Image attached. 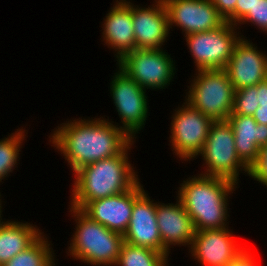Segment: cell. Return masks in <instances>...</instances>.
I'll return each instance as SVG.
<instances>
[{"label": "cell", "instance_id": "cell-1", "mask_svg": "<svg viewBox=\"0 0 267 266\" xmlns=\"http://www.w3.org/2000/svg\"><path fill=\"white\" fill-rule=\"evenodd\" d=\"M50 133L51 147L61 153L73 174L95 161L119 155L134 141L105 116L98 115L67 119Z\"/></svg>", "mask_w": 267, "mask_h": 266}, {"label": "cell", "instance_id": "cell-2", "mask_svg": "<svg viewBox=\"0 0 267 266\" xmlns=\"http://www.w3.org/2000/svg\"><path fill=\"white\" fill-rule=\"evenodd\" d=\"M134 140L122 153L78 169L73 175L68 206L82 209L88 202L121 194L139 181L137 168L131 163ZM130 152V153H129Z\"/></svg>", "mask_w": 267, "mask_h": 266}, {"label": "cell", "instance_id": "cell-3", "mask_svg": "<svg viewBox=\"0 0 267 266\" xmlns=\"http://www.w3.org/2000/svg\"><path fill=\"white\" fill-rule=\"evenodd\" d=\"M238 188L228 179L198 173L179 184L176 197L192 218L196 231L223 229L230 226L229 201Z\"/></svg>", "mask_w": 267, "mask_h": 266}, {"label": "cell", "instance_id": "cell-4", "mask_svg": "<svg viewBox=\"0 0 267 266\" xmlns=\"http://www.w3.org/2000/svg\"><path fill=\"white\" fill-rule=\"evenodd\" d=\"M68 207L69 216L76 225L65 249L67 256L87 265L115 266L124 242L123 235L92 220L81 209Z\"/></svg>", "mask_w": 267, "mask_h": 266}, {"label": "cell", "instance_id": "cell-5", "mask_svg": "<svg viewBox=\"0 0 267 266\" xmlns=\"http://www.w3.org/2000/svg\"><path fill=\"white\" fill-rule=\"evenodd\" d=\"M194 72L184 100L213 121L227 120L233 111L235 89L225 69Z\"/></svg>", "mask_w": 267, "mask_h": 266}, {"label": "cell", "instance_id": "cell-6", "mask_svg": "<svg viewBox=\"0 0 267 266\" xmlns=\"http://www.w3.org/2000/svg\"><path fill=\"white\" fill-rule=\"evenodd\" d=\"M203 160L201 175L221 177L238 186L240 173L248 175V168L239 159L235 138L228 120L213 121L204 147L197 158Z\"/></svg>", "mask_w": 267, "mask_h": 266}, {"label": "cell", "instance_id": "cell-7", "mask_svg": "<svg viewBox=\"0 0 267 266\" xmlns=\"http://www.w3.org/2000/svg\"><path fill=\"white\" fill-rule=\"evenodd\" d=\"M110 81V96L118 112L120 124L114 123L123 129L133 140H136L138 133L144 129L149 114V101L147 91L138 85L132 78L123 72L118 66ZM122 123V124H121Z\"/></svg>", "mask_w": 267, "mask_h": 266}, {"label": "cell", "instance_id": "cell-8", "mask_svg": "<svg viewBox=\"0 0 267 266\" xmlns=\"http://www.w3.org/2000/svg\"><path fill=\"white\" fill-rule=\"evenodd\" d=\"M181 104L171 113L168 145L178 161L190 163L202 151L213 120L185 100Z\"/></svg>", "mask_w": 267, "mask_h": 266}, {"label": "cell", "instance_id": "cell-9", "mask_svg": "<svg viewBox=\"0 0 267 266\" xmlns=\"http://www.w3.org/2000/svg\"><path fill=\"white\" fill-rule=\"evenodd\" d=\"M164 49H134L115 65L143 89L162 91L174 82L177 74L175 59Z\"/></svg>", "mask_w": 267, "mask_h": 266}, {"label": "cell", "instance_id": "cell-10", "mask_svg": "<svg viewBox=\"0 0 267 266\" xmlns=\"http://www.w3.org/2000/svg\"><path fill=\"white\" fill-rule=\"evenodd\" d=\"M183 38L194 60L195 71L225 69L241 33L236 25L225 21L219 27L205 32L193 33Z\"/></svg>", "mask_w": 267, "mask_h": 266}, {"label": "cell", "instance_id": "cell-11", "mask_svg": "<svg viewBox=\"0 0 267 266\" xmlns=\"http://www.w3.org/2000/svg\"><path fill=\"white\" fill-rule=\"evenodd\" d=\"M233 233L231 227L196 231L188 250L190 258L202 266H230L248 249Z\"/></svg>", "mask_w": 267, "mask_h": 266}, {"label": "cell", "instance_id": "cell-12", "mask_svg": "<svg viewBox=\"0 0 267 266\" xmlns=\"http://www.w3.org/2000/svg\"><path fill=\"white\" fill-rule=\"evenodd\" d=\"M171 31L176 26L184 36L205 32L222 25L225 20L210 0H163Z\"/></svg>", "mask_w": 267, "mask_h": 266}, {"label": "cell", "instance_id": "cell-13", "mask_svg": "<svg viewBox=\"0 0 267 266\" xmlns=\"http://www.w3.org/2000/svg\"><path fill=\"white\" fill-rule=\"evenodd\" d=\"M150 3L151 5L146 4L144 7L131 2L135 49L165 48L162 46L167 43L166 40H169L172 33L163 0H154Z\"/></svg>", "mask_w": 267, "mask_h": 266}, {"label": "cell", "instance_id": "cell-14", "mask_svg": "<svg viewBox=\"0 0 267 266\" xmlns=\"http://www.w3.org/2000/svg\"><path fill=\"white\" fill-rule=\"evenodd\" d=\"M242 35L225 67L235 90L255 86L267 79V53Z\"/></svg>", "mask_w": 267, "mask_h": 266}, {"label": "cell", "instance_id": "cell-15", "mask_svg": "<svg viewBox=\"0 0 267 266\" xmlns=\"http://www.w3.org/2000/svg\"><path fill=\"white\" fill-rule=\"evenodd\" d=\"M143 187L139 181L132 189L90 201L81 210L109 230L124 235L131 219L134 200L144 191Z\"/></svg>", "mask_w": 267, "mask_h": 266}, {"label": "cell", "instance_id": "cell-16", "mask_svg": "<svg viewBox=\"0 0 267 266\" xmlns=\"http://www.w3.org/2000/svg\"><path fill=\"white\" fill-rule=\"evenodd\" d=\"M132 0H113L101 22L103 45L114 53L115 61L135 49V36L131 13Z\"/></svg>", "mask_w": 267, "mask_h": 266}, {"label": "cell", "instance_id": "cell-17", "mask_svg": "<svg viewBox=\"0 0 267 266\" xmlns=\"http://www.w3.org/2000/svg\"><path fill=\"white\" fill-rule=\"evenodd\" d=\"M156 218L164 255L171 259L170 250L175 246H184L189 250L196 230L192 218L177 197L175 203L157 201Z\"/></svg>", "mask_w": 267, "mask_h": 266}, {"label": "cell", "instance_id": "cell-18", "mask_svg": "<svg viewBox=\"0 0 267 266\" xmlns=\"http://www.w3.org/2000/svg\"><path fill=\"white\" fill-rule=\"evenodd\" d=\"M151 198L147 190H144L134 200L131 219L123 237L124 241L131 245L163 253V243L156 218L157 201Z\"/></svg>", "mask_w": 267, "mask_h": 266}, {"label": "cell", "instance_id": "cell-19", "mask_svg": "<svg viewBox=\"0 0 267 266\" xmlns=\"http://www.w3.org/2000/svg\"><path fill=\"white\" fill-rule=\"evenodd\" d=\"M227 120L234 133L237 155L249 169L256 161L259 148L267 144V125L258 124L253 116L231 114Z\"/></svg>", "mask_w": 267, "mask_h": 266}, {"label": "cell", "instance_id": "cell-20", "mask_svg": "<svg viewBox=\"0 0 267 266\" xmlns=\"http://www.w3.org/2000/svg\"><path fill=\"white\" fill-rule=\"evenodd\" d=\"M44 232L33 223L7 219L0 225V266L25 251Z\"/></svg>", "mask_w": 267, "mask_h": 266}, {"label": "cell", "instance_id": "cell-21", "mask_svg": "<svg viewBox=\"0 0 267 266\" xmlns=\"http://www.w3.org/2000/svg\"><path fill=\"white\" fill-rule=\"evenodd\" d=\"M43 233L30 247L25 251L15 255L11 260L2 266H55L57 255H54L52 241L49 236Z\"/></svg>", "mask_w": 267, "mask_h": 266}, {"label": "cell", "instance_id": "cell-22", "mask_svg": "<svg viewBox=\"0 0 267 266\" xmlns=\"http://www.w3.org/2000/svg\"><path fill=\"white\" fill-rule=\"evenodd\" d=\"M28 130L19 127L8 136L0 139V184L11 176L14 169L20 163V154L28 137ZM24 143V144H23ZM3 180V181H2Z\"/></svg>", "mask_w": 267, "mask_h": 266}, {"label": "cell", "instance_id": "cell-23", "mask_svg": "<svg viewBox=\"0 0 267 266\" xmlns=\"http://www.w3.org/2000/svg\"><path fill=\"white\" fill-rule=\"evenodd\" d=\"M169 258L159 251L123 242L115 266H169Z\"/></svg>", "mask_w": 267, "mask_h": 266}, {"label": "cell", "instance_id": "cell-24", "mask_svg": "<svg viewBox=\"0 0 267 266\" xmlns=\"http://www.w3.org/2000/svg\"><path fill=\"white\" fill-rule=\"evenodd\" d=\"M258 107L256 86L235 90L234 105L231 114L253 116Z\"/></svg>", "mask_w": 267, "mask_h": 266}, {"label": "cell", "instance_id": "cell-25", "mask_svg": "<svg viewBox=\"0 0 267 266\" xmlns=\"http://www.w3.org/2000/svg\"><path fill=\"white\" fill-rule=\"evenodd\" d=\"M249 26H255L259 32H262L267 35V0H255V5L253 6L252 11H250L237 25L236 27L239 29L241 36V28L244 24ZM241 26V27H240ZM261 30V31H260Z\"/></svg>", "mask_w": 267, "mask_h": 266}, {"label": "cell", "instance_id": "cell-26", "mask_svg": "<svg viewBox=\"0 0 267 266\" xmlns=\"http://www.w3.org/2000/svg\"><path fill=\"white\" fill-rule=\"evenodd\" d=\"M247 176L267 187V144L259 148L256 161L249 167Z\"/></svg>", "mask_w": 267, "mask_h": 266}, {"label": "cell", "instance_id": "cell-27", "mask_svg": "<svg viewBox=\"0 0 267 266\" xmlns=\"http://www.w3.org/2000/svg\"><path fill=\"white\" fill-rule=\"evenodd\" d=\"M219 14L230 24L235 25V7L237 0H210Z\"/></svg>", "mask_w": 267, "mask_h": 266}, {"label": "cell", "instance_id": "cell-28", "mask_svg": "<svg viewBox=\"0 0 267 266\" xmlns=\"http://www.w3.org/2000/svg\"><path fill=\"white\" fill-rule=\"evenodd\" d=\"M255 5V0H237L235 7V25H237Z\"/></svg>", "mask_w": 267, "mask_h": 266}, {"label": "cell", "instance_id": "cell-29", "mask_svg": "<svg viewBox=\"0 0 267 266\" xmlns=\"http://www.w3.org/2000/svg\"><path fill=\"white\" fill-rule=\"evenodd\" d=\"M254 251L247 249L230 266H259Z\"/></svg>", "mask_w": 267, "mask_h": 266}, {"label": "cell", "instance_id": "cell-30", "mask_svg": "<svg viewBox=\"0 0 267 266\" xmlns=\"http://www.w3.org/2000/svg\"><path fill=\"white\" fill-rule=\"evenodd\" d=\"M257 87L258 104H267V79L255 85Z\"/></svg>", "mask_w": 267, "mask_h": 266}, {"label": "cell", "instance_id": "cell-31", "mask_svg": "<svg viewBox=\"0 0 267 266\" xmlns=\"http://www.w3.org/2000/svg\"><path fill=\"white\" fill-rule=\"evenodd\" d=\"M258 124L267 125V104H261L253 115Z\"/></svg>", "mask_w": 267, "mask_h": 266}, {"label": "cell", "instance_id": "cell-32", "mask_svg": "<svg viewBox=\"0 0 267 266\" xmlns=\"http://www.w3.org/2000/svg\"><path fill=\"white\" fill-rule=\"evenodd\" d=\"M2 195H1V192H0V225L6 220L5 218L3 219L2 217H4L2 214V212L4 211V210H2V208H3V203H5V201H3L2 200ZM3 202V203H2Z\"/></svg>", "mask_w": 267, "mask_h": 266}]
</instances>
